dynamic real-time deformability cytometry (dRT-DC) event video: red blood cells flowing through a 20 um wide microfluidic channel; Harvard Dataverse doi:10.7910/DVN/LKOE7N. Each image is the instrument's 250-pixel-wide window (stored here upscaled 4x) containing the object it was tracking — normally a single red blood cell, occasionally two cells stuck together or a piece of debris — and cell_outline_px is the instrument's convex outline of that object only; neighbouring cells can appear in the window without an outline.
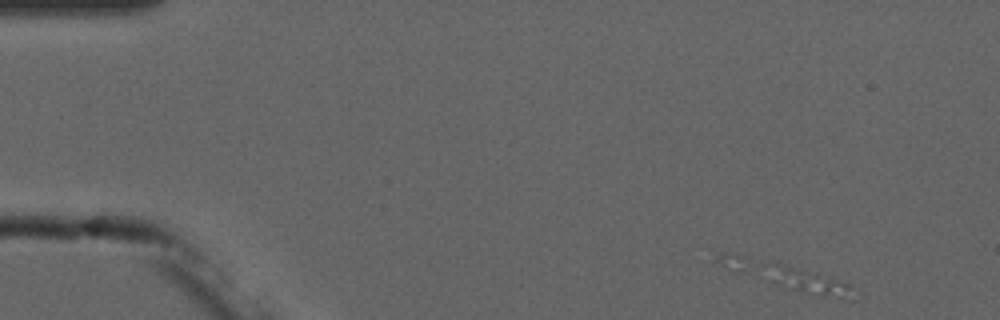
{"species": "common noctule bat (a hibernating species)", "species_latin": "Nyctalus noctula", "temperature_condition": "cold", "stored_images_in_passage": 3, "camera_frame_rate_fps": 3000, "um_per_image_px": 0.085, "animal": {"sex": "male", "forearm_length_mm": 52.5}, "frame": {"image": 1, "passage_image": 1, "time_ms": 0.0, "image_size_px": [1000, 320], "cell_outline_px": [[848, 288], [844, 300], [816, 296], [788, 288], [736, 272], [728, 268], [716, 260], [716, 256], [720, 252], [776, 260], [828, 276], [848, 284]], "centroid_in_image_um": [66.74, 23.41], "position_along_channel_um": 18.3, "area_um2": 19.48}}